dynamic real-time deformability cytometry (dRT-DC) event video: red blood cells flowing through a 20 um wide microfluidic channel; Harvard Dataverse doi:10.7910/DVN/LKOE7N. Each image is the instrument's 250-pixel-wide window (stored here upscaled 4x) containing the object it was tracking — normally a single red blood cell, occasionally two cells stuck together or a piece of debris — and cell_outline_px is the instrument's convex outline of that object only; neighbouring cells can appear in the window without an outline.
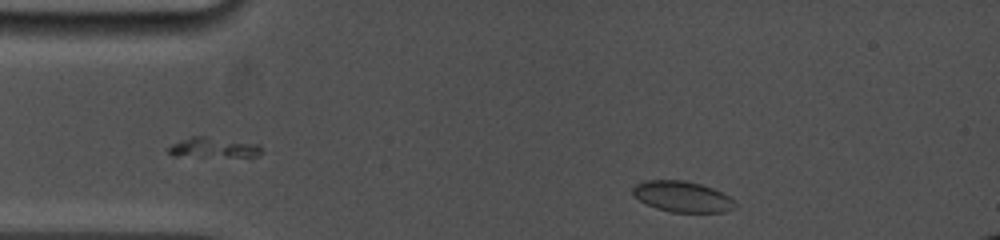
{"species": "common noctule bat (a hibernating species)", "species_latin": "Nyctalus noctula", "temperature_condition": "cold", "stored_images_in_passage": 25, "camera_frame_rate_fps": 5000, "um_per_image_px": 0.085, "animal": {"sex": "female", "body_mass_g": 19.0, "forearm_length_mm": 53.3}, "frame": {"image": 1, "passage_image": 1, "time_ms": 0.0, "image_size_px": [1000, 240], "cell_outline_px": [[736, 208], [724, 212], [672, 212], [656, 208], [640, 200], [632, 192], [632, 188], [636, 184], [644, 180], [684, 180], [700, 184], [712, 188], [736, 200]], "centroid_in_image_um": [58.02, 16.71], "position_along_channel_um": 27.0, "area_um2": 18.32}}
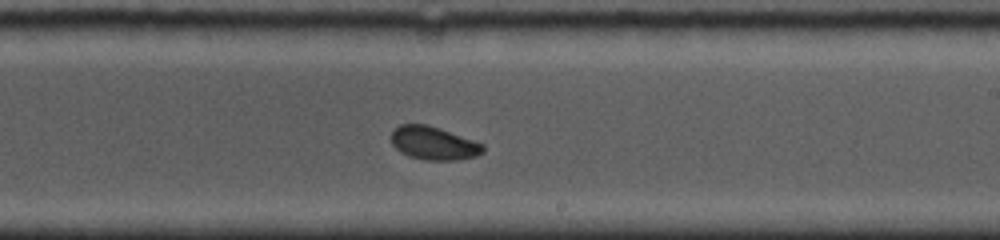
{"frame": {"image": 2, "passage_image": 14, "time_ms": 7.2, "image_size_px": [1000, 240], "cell_outline_px": [[484, 152], [476, 156], [460, 160], [424, 160], [408, 156], [400, 152], [392, 144], [392, 132], [400, 124], [428, 124], [440, 128], [484, 144]], "centroid_in_image_um": [36.87, 12.18], "position_along_channel_um": 252.1, "area_um2": 17.86}}
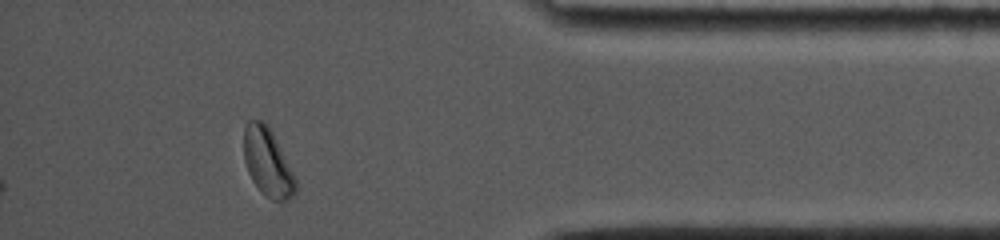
{"frame": {"image": 3, "passage_image": 25, "time_ms": 11.8, "image_size_px": [1000, 240], "cell_outline_px": [[296, 192], [288, 200], [280, 204], [272, 200], [252, 180], [248, 172], [244, 160], [244, 128], [248, 120], [264, 120], [268, 124], [296, 180]], "centroid_in_image_um": [22.74, 13.79], "position_along_channel_um": 412.5, "area_um2": 20.29}, "authors_computed_cell_mechanics": {"area_um2": 18.207, "velocity_mm_per_s": 3.8807, "shape_relaxation_time_tau1_ms": 1.7468, "shape_relaxation_time_tau2_ms": null, "deformation_change_tau1": 0.0594, "deformation_change_tau2": null}}